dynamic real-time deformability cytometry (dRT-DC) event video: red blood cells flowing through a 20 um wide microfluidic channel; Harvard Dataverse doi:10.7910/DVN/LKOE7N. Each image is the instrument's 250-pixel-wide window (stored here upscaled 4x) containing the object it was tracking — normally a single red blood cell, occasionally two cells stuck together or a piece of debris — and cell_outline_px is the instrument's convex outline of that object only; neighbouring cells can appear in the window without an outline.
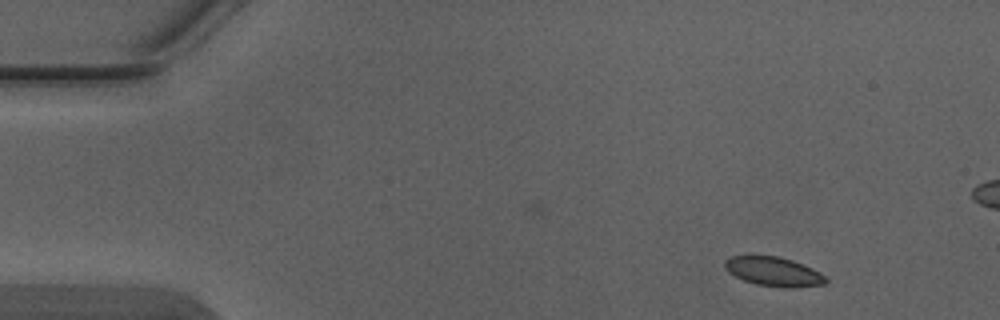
{"species": "Egyptian fruit bat (a non-hibernating species)", "species_latin": "Rousettus aegyptiacus", "temperature_condition": "warm", "stored_images_in_passage": 4, "camera_frame_rate_fps": 3000, "um_per_image_px": 0.085, "animal": {"sex": "male"}, "frame": {"image": 1, "passage_image": 1, "time_ms": 0.0, "image_size_px": [1000, 320], "cell_outline_px": [[828, 280], [824, 284], [788, 288], [784, 288], [756, 284], [744, 280], [728, 272], [724, 264], [724, 260], [732, 256], [776, 256], [792, 260], [804, 264], [820, 272]], "centroid_in_image_um": [65.77, 23.08], "position_along_channel_um": 19.2, "area_um2": 17.05}}